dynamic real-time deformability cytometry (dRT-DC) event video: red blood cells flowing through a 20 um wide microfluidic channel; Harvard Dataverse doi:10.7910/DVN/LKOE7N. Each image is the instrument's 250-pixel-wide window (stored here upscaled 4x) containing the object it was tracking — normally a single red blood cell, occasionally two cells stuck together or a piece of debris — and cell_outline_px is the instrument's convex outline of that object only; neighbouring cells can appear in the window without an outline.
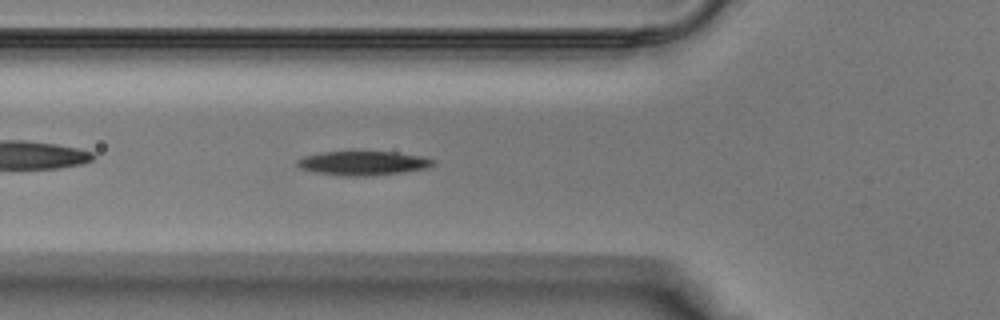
{"species": "Egyptian fruit bat (a non-hibernating species)", "species_latin": "Rousettus aegyptiacus", "temperature_condition": "warm", "stored_images_in_passage": 25, "camera_frame_rate_fps": 3000, "um_per_image_px": 0.085, "animal": {"sex": "male"}, "frame": {"image": 1, "passage_image": 3, "time_ms": 0.667, "image_size_px": [1000, 320], "cell_outline_px": [[436, 164], [428, 168], [404, 172], [372, 176], [348, 176], [316, 172], [300, 168], [296, 164], [296, 160], [304, 156], [320, 152], [352, 148], [356, 148], [396, 152], [424, 156], [436, 160]], "centroid_in_image_um": [30.89, 13.81], "position_along_channel_um": 94.9, "area_um2": 20.4}}
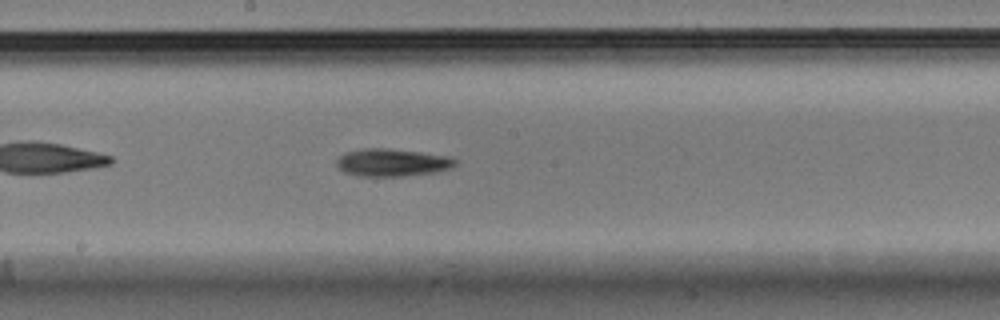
{"frame": {"image": 2, "passage_image": 10, "time_ms": 3.0, "image_size_px": [1000, 320], "cell_outline_px": [[460, 160], [452, 168], [440, 172], [400, 176], [360, 176], [344, 172], [336, 164], [336, 160], [344, 152], [364, 148], [384, 148], [420, 152], [452, 156]], "centroid_in_image_um": [33.4, 13.81], "position_along_channel_um": 214.8, "area_um2": 19.36}}
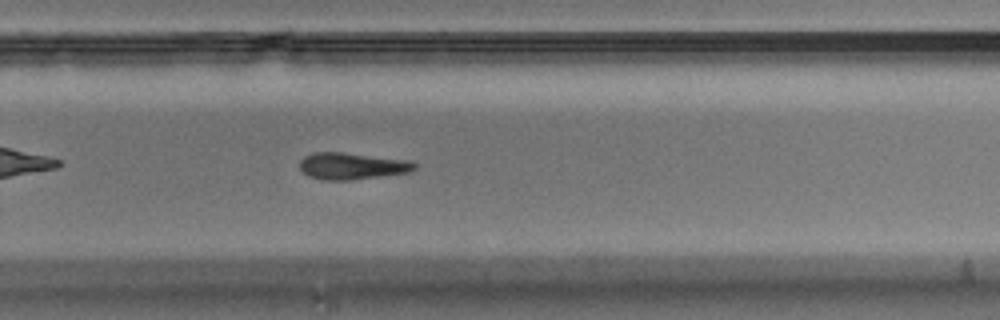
{"frame": {"image": 3, "passage_image": 15, "time_ms": 4.667, "image_size_px": [1000, 320], "cell_outline_px": [[416, 168], [408, 172], [352, 180], [324, 180], [308, 176], [300, 168], [300, 160], [304, 156], [312, 152], [340, 152], [408, 160], [416, 164]], "centroid_in_image_um": [29.87, 14.11], "position_along_channel_um": 299.9, "area_um2": 17.74}}